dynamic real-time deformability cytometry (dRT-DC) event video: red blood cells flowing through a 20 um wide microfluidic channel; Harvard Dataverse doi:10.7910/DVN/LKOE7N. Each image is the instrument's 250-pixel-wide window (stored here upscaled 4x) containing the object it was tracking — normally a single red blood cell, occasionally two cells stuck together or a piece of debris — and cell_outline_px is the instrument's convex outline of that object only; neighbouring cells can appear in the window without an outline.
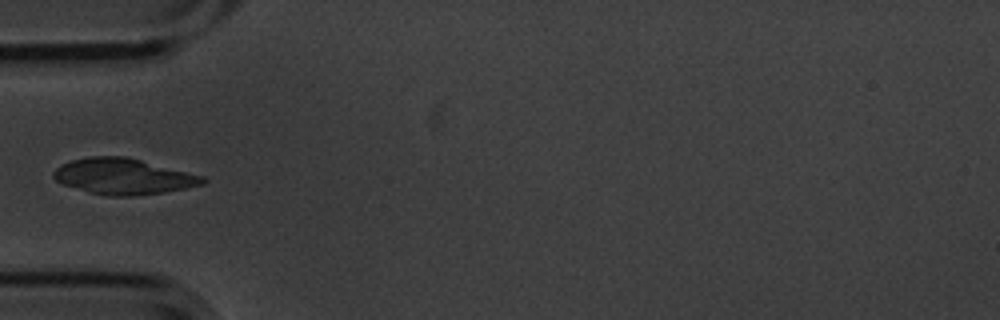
{"species": "common noctule bat (a hibernating species)", "species_latin": "Nyctalus noctula", "temperature_condition": "cold", "stored_images_in_passage": 4, "camera_frame_rate_fps": 3000, "um_per_image_px": 0.085, "animal": {"sex": "male", "body_mass_g": 20.1, "forearm_length_mm": 53.5}, "frame": {"image": 1, "passage_image": 4, "time_ms": 1.0, "image_size_px": [1000, 320], "cell_outline_px": [[208, 180], [204, 184], [164, 192], [132, 196], [108, 196], [88, 192], [64, 184], [56, 180], [52, 176], [52, 172], [56, 168], [72, 160], [88, 156], [124, 156], [204, 176]], "centroid_in_image_um": [10.48, 15.0], "position_along_channel_um": 74.5, "area_um2": 30.92}}